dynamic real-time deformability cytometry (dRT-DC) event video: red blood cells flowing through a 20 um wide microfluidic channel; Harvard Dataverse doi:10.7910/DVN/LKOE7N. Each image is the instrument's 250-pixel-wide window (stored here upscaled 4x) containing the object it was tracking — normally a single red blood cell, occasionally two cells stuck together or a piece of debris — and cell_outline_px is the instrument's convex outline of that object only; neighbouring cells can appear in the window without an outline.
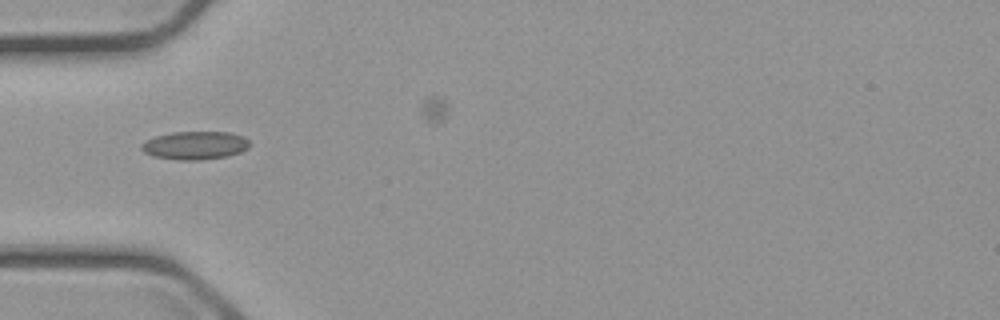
{"species": "common noctule bat (a hibernating species)", "species_latin": "Nyctalus noctula", "temperature_condition": "cold", "stored_images_in_passage": 8, "camera_frame_rate_fps": 3000, "um_per_image_px": 0.085, "animal": {"sex": "male", "body_mass_g": 23.1, "forearm_length_mm": 52.7}, "frame": {"image": 1, "passage_image": 3, "time_ms": 5.667, "image_size_px": [1000, 320], "cell_outline_px": [[252, 144], [248, 148], [240, 152], [228, 156], [200, 160], [176, 160], [152, 156], [144, 152], [140, 148], [140, 144], [144, 140], [156, 136], [172, 132], [228, 132], [244, 136]], "centroid_in_image_um": [16.56, 12.36], "position_along_channel_um": 68.4, "area_um2": 18.03}}
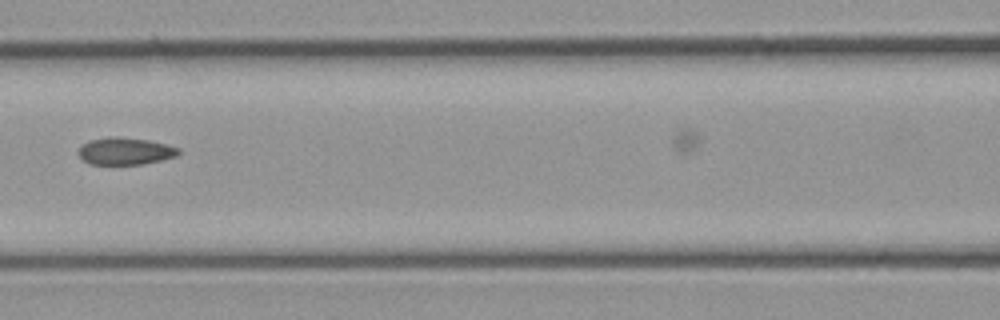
{"frame": {"image": 2, "passage_image": 5, "time_ms": 8.0, "image_size_px": [1000, 320], "cell_outline_px": [[180, 152], [176, 156], [160, 160], [140, 164], [88, 164], [76, 152], [88, 140], [116, 136], [148, 140], [180, 148]], "centroid_in_image_um": [10.62, 12.84], "position_along_channel_um": 156.0, "area_um2": 15.66}}
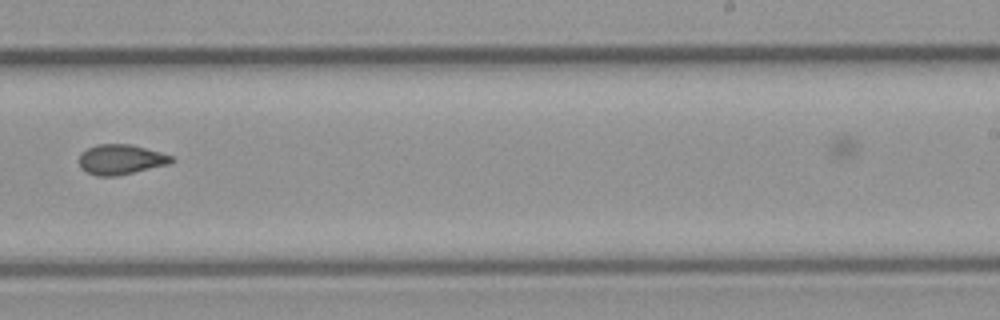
{"frame": {"image": 3, "passage_image": 8, "time_ms": 11.333, "image_size_px": [1000, 320], "cell_outline_px": [[176, 160], [168, 164], [116, 176], [96, 176], [80, 168], [80, 156], [88, 148], [96, 144], [132, 144], [160, 152], [172, 156]], "centroid_in_image_um": [10.28, 13.55], "position_along_channel_um": 278.7, "area_um2": 16.01}}